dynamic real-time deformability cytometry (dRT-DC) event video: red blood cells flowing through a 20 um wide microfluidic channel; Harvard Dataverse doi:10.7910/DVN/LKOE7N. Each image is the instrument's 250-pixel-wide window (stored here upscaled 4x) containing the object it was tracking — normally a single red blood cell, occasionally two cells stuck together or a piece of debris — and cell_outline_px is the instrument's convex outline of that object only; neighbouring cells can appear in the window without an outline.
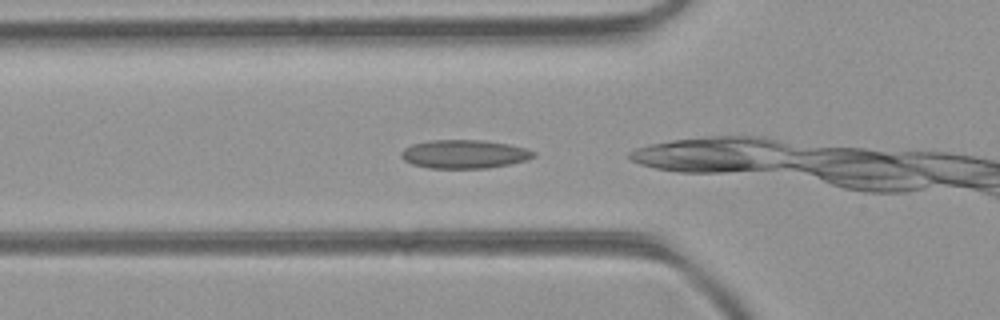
{"species": "common noctule bat (a hibernating species)", "species_latin": "Nyctalus noctula", "temperature_condition": "room temperature", "stored_images_in_passage": 9, "camera_frame_rate_fps": 3000, "um_per_image_px": 0.085, "animal": {"sex": "female", "body_mass_g": 21.9}, "frame": {"image": 1, "passage_image": 2, "time_ms": 0.333, "image_size_px": [1000, 320], "cell_outline_px": [[536, 156], [528, 160], [488, 168], [428, 168], [412, 164], [404, 160], [400, 156], [400, 152], [404, 148], [412, 144], [432, 140], [480, 140], [508, 144], [524, 148], [536, 152]], "centroid_in_image_um": [39.45, 13.1], "position_along_channel_um": 86.3, "area_um2": 22.02}}